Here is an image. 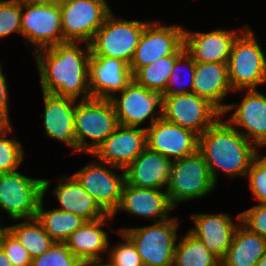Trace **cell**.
Returning a JSON list of instances; mask_svg holds the SVG:
<instances>
[{"label": "cell", "instance_id": "6da1fadb", "mask_svg": "<svg viewBox=\"0 0 266 266\" xmlns=\"http://www.w3.org/2000/svg\"><path fill=\"white\" fill-rule=\"evenodd\" d=\"M79 43H84L81 48ZM41 91L78 101L91 99L89 88L90 45L65 41L33 53Z\"/></svg>", "mask_w": 266, "mask_h": 266}, {"label": "cell", "instance_id": "7a4b0ae2", "mask_svg": "<svg viewBox=\"0 0 266 266\" xmlns=\"http://www.w3.org/2000/svg\"><path fill=\"white\" fill-rule=\"evenodd\" d=\"M198 151L208 165L210 176L217 185L219 170L227 176L246 178L253 159L259 154L247 140L222 115L201 135Z\"/></svg>", "mask_w": 266, "mask_h": 266}, {"label": "cell", "instance_id": "3957f363", "mask_svg": "<svg viewBox=\"0 0 266 266\" xmlns=\"http://www.w3.org/2000/svg\"><path fill=\"white\" fill-rule=\"evenodd\" d=\"M228 79L233 92L256 89L266 83V56L249 25L245 24L233 41Z\"/></svg>", "mask_w": 266, "mask_h": 266}, {"label": "cell", "instance_id": "277c9868", "mask_svg": "<svg viewBox=\"0 0 266 266\" xmlns=\"http://www.w3.org/2000/svg\"><path fill=\"white\" fill-rule=\"evenodd\" d=\"M118 125L110 99L91 98L77 101L74 118L77 153L91 155ZM88 138L90 141L87 142Z\"/></svg>", "mask_w": 266, "mask_h": 266}, {"label": "cell", "instance_id": "5b68a950", "mask_svg": "<svg viewBox=\"0 0 266 266\" xmlns=\"http://www.w3.org/2000/svg\"><path fill=\"white\" fill-rule=\"evenodd\" d=\"M148 22L116 18L112 11L89 43L91 55L118 58L129 65Z\"/></svg>", "mask_w": 266, "mask_h": 266}, {"label": "cell", "instance_id": "8992f818", "mask_svg": "<svg viewBox=\"0 0 266 266\" xmlns=\"http://www.w3.org/2000/svg\"><path fill=\"white\" fill-rule=\"evenodd\" d=\"M176 218L154 222L143 227L122 228L134 243L144 266H173L178 239Z\"/></svg>", "mask_w": 266, "mask_h": 266}, {"label": "cell", "instance_id": "52a82bcc", "mask_svg": "<svg viewBox=\"0 0 266 266\" xmlns=\"http://www.w3.org/2000/svg\"><path fill=\"white\" fill-rule=\"evenodd\" d=\"M217 186L209 173L203 155L196 153L174 160L168 185L165 187L174 208L180 202L203 198Z\"/></svg>", "mask_w": 266, "mask_h": 266}, {"label": "cell", "instance_id": "ba28073f", "mask_svg": "<svg viewBox=\"0 0 266 266\" xmlns=\"http://www.w3.org/2000/svg\"><path fill=\"white\" fill-rule=\"evenodd\" d=\"M44 196V179L18 172L0 173V209L14 221L34 218Z\"/></svg>", "mask_w": 266, "mask_h": 266}, {"label": "cell", "instance_id": "9c48e42d", "mask_svg": "<svg viewBox=\"0 0 266 266\" xmlns=\"http://www.w3.org/2000/svg\"><path fill=\"white\" fill-rule=\"evenodd\" d=\"M63 42L90 43L112 12L106 0H61Z\"/></svg>", "mask_w": 266, "mask_h": 266}, {"label": "cell", "instance_id": "30bf717a", "mask_svg": "<svg viewBox=\"0 0 266 266\" xmlns=\"http://www.w3.org/2000/svg\"><path fill=\"white\" fill-rule=\"evenodd\" d=\"M222 113L195 93L162 96L161 117L201 135Z\"/></svg>", "mask_w": 266, "mask_h": 266}, {"label": "cell", "instance_id": "8fae6325", "mask_svg": "<svg viewBox=\"0 0 266 266\" xmlns=\"http://www.w3.org/2000/svg\"><path fill=\"white\" fill-rule=\"evenodd\" d=\"M184 51L183 26H164L160 22L150 21L145 25L129 67L134 75L140 68L163 56L182 54Z\"/></svg>", "mask_w": 266, "mask_h": 266}, {"label": "cell", "instance_id": "7c38bea8", "mask_svg": "<svg viewBox=\"0 0 266 266\" xmlns=\"http://www.w3.org/2000/svg\"><path fill=\"white\" fill-rule=\"evenodd\" d=\"M21 35L35 47L33 53L62 43L60 4L21 3Z\"/></svg>", "mask_w": 266, "mask_h": 266}, {"label": "cell", "instance_id": "4fadbf2b", "mask_svg": "<svg viewBox=\"0 0 266 266\" xmlns=\"http://www.w3.org/2000/svg\"><path fill=\"white\" fill-rule=\"evenodd\" d=\"M118 93L121 94L120 97L115 94L110 100L119 125L139 127L150 118L151 126L161 118L162 96L160 93L139 85L134 79Z\"/></svg>", "mask_w": 266, "mask_h": 266}, {"label": "cell", "instance_id": "5bb4252c", "mask_svg": "<svg viewBox=\"0 0 266 266\" xmlns=\"http://www.w3.org/2000/svg\"><path fill=\"white\" fill-rule=\"evenodd\" d=\"M113 168L123 171L118 176ZM73 176L107 214L113 215L115 213L125 183L124 169L92 160L91 163L75 172Z\"/></svg>", "mask_w": 266, "mask_h": 266}, {"label": "cell", "instance_id": "9a60e30c", "mask_svg": "<svg viewBox=\"0 0 266 266\" xmlns=\"http://www.w3.org/2000/svg\"><path fill=\"white\" fill-rule=\"evenodd\" d=\"M146 130L147 148L177 160L190 156L198 151L199 135L194 131L170 123L162 117Z\"/></svg>", "mask_w": 266, "mask_h": 266}, {"label": "cell", "instance_id": "2e32d148", "mask_svg": "<svg viewBox=\"0 0 266 266\" xmlns=\"http://www.w3.org/2000/svg\"><path fill=\"white\" fill-rule=\"evenodd\" d=\"M146 148L145 128L118 125L91 156L125 170Z\"/></svg>", "mask_w": 266, "mask_h": 266}, {"label": "cell", "instance_id": "e0dca14e", "mask_svg": "<svg viewBox=\"0 0 266 266\" xmlns=\"http://www.w3.org/2000/svg\"><path fill=\"white\" fill-rule=\"evenodd\" d=\"M245 91L242 101L238 104L229 103L222 116L235 110L227 121L259 149L266 146V96L257 89ZM238 127H242L246 133H242Z\"/></svg>", "mask_w": 266, "mask_h": 266}, {"label": "cell", "instance_id": "ac0fdd59", "mask_svg": "<svg viewBox=\"0 0 266 266\" xmlns=\"http://www.w3.org/2000/svg\"><path fill=\"white\" fill-rule=\"evenodd\" d=\"M129 65L118 58L90 56L89 88L92 98L111 99L131 81Z\"/></svg>", "mask_w": 266, "mask_h": 266}, {"label": "cell", "instance_id": "d6986e66", "mask_svg": "<svg viewBox=\"0 0 266 266\" xmlns=\"http://www.w3.org/2000/svg\"><path fill=\"white\" fill-rule=\"evenodd\" d=\"M174 209L166 189L162 191V189L138 188L125 181L119 206L112 216L124 211L129 215L134 214L158 222L169 219L168 214Z\"/></svg>", "mask_w": 266, "mask_h": 266}, {"label": "cell", "instance_id": "ffe728a7", "mask_svg": "<svg viewBox=\"0 0 266 266\" xmlns=\"http://www.w3.org/2000/svg\"><path fill=\"white\" fill-rule=\"evenodd\" d=\"M240 31L215 29L208 32H191L184 29L185 51L195 62L227 63L234 39Z\"/></svg>", "mask_w": 266, "mask_h": 266}, {"label": "cell", "instance_id": "44dd1931", "mask_svg": "<svg viewBox=\"0 0 266 266\" xmlns=\"http://www.w3.org/2000/svg\"><path fill=\"white\" fill-rule=\"evenodd\" d=\"M42 93L44 113L41 117H44L43 127L46 136L64 142L76 153L74 118L77 100L52 93Z\"/></svg>", "mask_w": 266, "mask_h": 266}, {"label": "cell", "instance_id": "7402d4cb", "mask_svg": "<svg viewBox=\"0 0 266 266\" xmlns=\"http://www.w3.org/2000/svg\"><path fill=\"white\" fill-rule=\"evenodd\" d=\"M191 216L195 226L188 232L221 260L231 245L239 223L233 222L234 219L228 213H195Z\"/></svg>", "mask_w": 266, "mask_h": 266}, {"label": "cell", "instance_id": "603a6c76", "mask_svg": "<svg viewBox=\"0 0 266 266\" xmlns=\"http://www.w3.org/2000/svg\"><path fill=\"white\" fill-rule=\"evenodd\" d=\"M174 160L146 148L126 169L125 181L138 188L167 187Z\"/></svg>", "mask_w": 266, "mask_h": 266}, {"label": "cell", "instance_id": "cb8c5ba5", "mask_svg": "<svg viewBox=\"0 0 266 266\" xmlns=\"http://www.w3.org/2000/svg\"><path fill=\"white\" fill-rule=\"evenodd\" d=\"M232 88L228 79V64L196 62L192 92L207 99L221 113L228 104L223 100Z\"/></svg>", "mask_w": 266, "mask_h": 266}, {"label": "cell", "instance_id": "d4e9b609", "mask_svg": "<svg viewBox=\"0 0 266 266\" xmlns=\"http://www.w3.org/2000/svg\"><path fill=\"white\" fill-rule=\"evenodd\" d=\"M52 193L60 203L57 209L79 215L86 221H95L108 215L73 175H63Z\"/></svg>", "mask_w": 266, "mask_h": 266}, {"label": "cell", "instance_id": "484cf974", "mask_svg": "<svg viewBox=\"0 0 266 266\" xmlns=\"http://www.w3.org/2000/svg\"><path fill=\"white\" fill-rule=\"evenodd\" d=\"M113 218L112 215L108 214L106 217L95 221H86L64 243L82 262L102 258L101 252L105 254L109 252L110 242L108 233L101 228L108 224V219L112 220Z\"/></svg>", "mask_w": 266, "mask_h": 266}, {"label": "cell", "instance_id": "4316f807", "mask_svg": "<svg viewBox=\"0 0 266 266\" xmlns=\"http://www.w3.org/2000/svg\"><path fill=\"white\" fill-rule=\"evenodd\" d=\"M235 218L239 224L230 247L221 259V266H255L266 252V239L245 227L240 213Z\"/></svg>", "mask_w": 266, "mask_h": 266}, {"label": "cell", "instance_id": "83f0119b", "mask_svg": "<svg viewBox=\"0 0 266 266\" xmlns=\"http://www.w3.org/2000/svg\"><path fill=\"white\" fill-rule=\"evenodd\" d=\"M49 188L50 181L44 179V196L39 202L35 217L55 242L64 243L86 220L79 215L61 209L45 210L43 198Z\"/></svg>", "mask_w": 266, "mask_h": 266}, {"label": "cell", "instance_id": "f1b7e54d", "mask_svg": "<svg viewBox=\"0 0 266 266\" xmlns=\"http://www.w3.org/2000/svg\"><path fill=\"white\" fill-rule=\"evenodd\" d=\"M7 226V230L26 248L33 259L44 254L55 241L47 234L36 217Z\"/></svg>", "mask_w": 266, "mask_h": 266}, {"label": "cell", "instance_id": "f546056e", "mask_svg": "<svg viewBox=\"0 0 266 266\" xmlns=\"http://www.w3.org/2000/svg\"><path fill=\"white\" fill-rule=\"evenodd\" d=\"M179 240L175 246L173 266H221V260L188 231Z\"/></svg>", "mask_w": 266, "mask_h": 266}, {"label": "cell", "instance_id": "4dcf8cb0", "mask_svg": "<svg viewBox=\"0 0 266 266\" xmlns=\"http://www.w3.org/2000/svg\"><path fill=\"white\" fill-rule=\"evenodd\" d=\"M181 54L163 56L153 63L140 68L133 79L143 87L162 94L165 91L168 79L175 61Z\"/></svg>", "mask_w": 266, "mask_h": 266}, {"label": "cell", "instance_id": "1f68e13d", "mask_svg": "<svg viewBox=\"0 0 266 266\" xmlns=\"http://www.w3.org/2000/svg\"><path fill=\"white\" fill-rule=\"evenodd\" d=\"M182 64L183 66H181ZM195 66L196 62L186 51H184L175 61L165 91L161 94V96H173L179 94L192 93ZM181 67H188L186 69L188 70L189 73V75L187 76L189 82L188 81L184 82L183 79H185L184 78L185 76H181L183 73L182 69H180ZM181 83L183 84L180 85Z\"/></svg>", "mask_w": 266, "mask_h": 266}, {"label": "cell", "instance_id": "d6a6232c", "mask_svg": "<svg viewBox=\"0 0 266 266\" xmlns=\"http://www.w3.org/2000/svg\"><path fill=\"white\" fill-rule=\"evenodd\" d=\"M12 129L0 137V173L18 170L24 160V149L18 139L6 137Z\"/></svg>", "mask_w": 266, "mask_h": 266}, {"label": "cell", "instance_id": "836d02e7", "mask_svg": "<svg viewBox=\"0 0 266 266\" xmlns=\"http://www.w3.org/2000/svg\"><path fill=\"white\" fill-rule=\"evenodd\" d=\"M65 243L55 242L44 254L32 259L30 266H81Z\"/></svg>", "mask_w": 266, "mask_h": 266}, {"label": "cell", "instance_id": "e575fe53", "mask_svg": "<svg viewBox=\"0 0 266 266\" xmlns=\"http://www.w3.org/2000/svg\"><path fill=\"white\" fill-rule=\"evenodd\" d=\"M13 32L21 34V2L0 0V38Z\"/></svg>", "mask_w": 266, "mask_h": 266}, {"label": "cell", "instance_id": "d590c367", "mask_svg": "<svg viewBox=\"0 0 266 266\" xmlns=\"http://www.w3.org/2000/svg\"><path fill=\"white\" fill-rule=\"evenodd\" d=\"M118 234L124 242H119L113 248H109L108 258L116 266H144L132 240L123 231H118Z\"/></svg>", "mask_w": 266, "mask_h": 266}, {"label": "cell", "instance_id": "8d00e7d4", "mask_svg": "<svg viewBox=\"0 0 266 266\" xmlns=\"http://www.w3.org/2000/svg\"><path fill=\"white\" fill-rule=\"evenodd\" d=\"M259 204H266V156L258 154L247 171L246 180Z\"/></svg>", "mask_w": 266, "mask_h": 266}, {"label": "cell", "instance_id": "74e56055", "mask_svg": "<svg viewBox=\"0 0 266 266\" xmlns=\"http://www.w3.org/2000/svg\"><path fill=\"white\" fill-rule=\"evenodd\" d=\"M0 247L13 266H30L28 251L8 230L0 239Z\"/></svg>", "mask_w": 266, "mask_h": 266}, {"label": "cell", "instance_id": "f35d334b", "mask_svg": "<svg viewBox=\"0 0 266 266\" xmlns=\"http://www.w3.org/2000/svg\"><path fill=\"white\" fill-rule=\"evenodd\" d=\"M241 223L266 239V204H257L240 212Z\"/></svg>", "mask_w": 266, "mask_h": 266}, {"label": "cell", "instance_id": "ab89813d", "mask_svg": "<svg viewBox=\"0 0 266 266\" xmlns=\"http://www.w3.org/2000/svg\"><path fill=\"white\" fill-rule=\"evenodd\" d=\"M1 63V62H0ZM0 64V116L10 121L9 107H8V85L7 79L2 72L3 67Z\"/></svg>", "mask_w": 266, "mask_h": 266}, {"label": "cell", "instance_id": "60d3db41", "mask_svg": "<svg viewBox=\"0 0 266 266\" xmlns=\"http://www.w3.org/2000/svg\"><path fill=\"white\" fill-rule=\"evenodd\" d=\"M103 259L104 256L102 258L86 260L82 262L81 266H116L110 259H108L107 263H102L105 262Z\"/></svg>", "mask_w": 266, "mask_h": 266}, {"label": "cell", "instance_id": "b9f144b4", "mask_svg": "<svg viewBox=\"0 0 266 266\" xmlns=\"http://www.w3.org/2000/svg\"><path fill=\"white\" fill-rule=\"evenodd\" d=\"M21 3L26 4H44V5H51V4H57L61 0H18Z\"/></svg>", "mask_w": 266, "mask_h": 266}, {"label": "cell", "instance_id": "7bdbcfd3", "mask_svg": "<svg viewBox=\"0 0 266 266\" xmlns=\"http://www.w3.org/2000/svg\"><path fill=\"white\" fill-rule=\"evenodd\" d=\"M11 127L12 125L10 124V122L4 117L0 116V137L4 133H6Z\"/></svg>", "mask_w": 266, "mask_h": 266}, {"label": "cell", "instance_id": "ee69618b", "mask_svg": "<svg viewBox=\"0 0 266 266\" xmlns=\"http://www.w3.org/2000/svg\"><path fill=\"white\" fill-rule=\"evenodd\" d=\"M0 266H13L0 247Z\"/></svg>", "mask_w": 266, "mask_h": 266}, {"label": "cell", "instance_id": "f6af8a7d", "mask_svg": "<svg viewBox=\"0 0 266 266\" xmlns=\"http://www.w3.org/2000/svg\"><path fill=\"white\" fill-rule=\"evenodd\" d=\"M255 266H266V252L261 257V259L257 262Z\"/></svg>", "mask_w": 266, "mask_h": 266}, {"label": "cell", "instance_id": "bcb514c9", "mask_svg": "<svg viewBox=\"0 0 266 266\" xmlns=\"http://www.w3.org/2000/svg\"><path fill=\"white\" fill-rule=\"evenodd\" d=\"M1 222V221H0ZM2 225L0 224V239L3 237V234L7 231V227H1Z\"/></svg>", "mask_w": 266, "mask_h": 266}]
</instances>
